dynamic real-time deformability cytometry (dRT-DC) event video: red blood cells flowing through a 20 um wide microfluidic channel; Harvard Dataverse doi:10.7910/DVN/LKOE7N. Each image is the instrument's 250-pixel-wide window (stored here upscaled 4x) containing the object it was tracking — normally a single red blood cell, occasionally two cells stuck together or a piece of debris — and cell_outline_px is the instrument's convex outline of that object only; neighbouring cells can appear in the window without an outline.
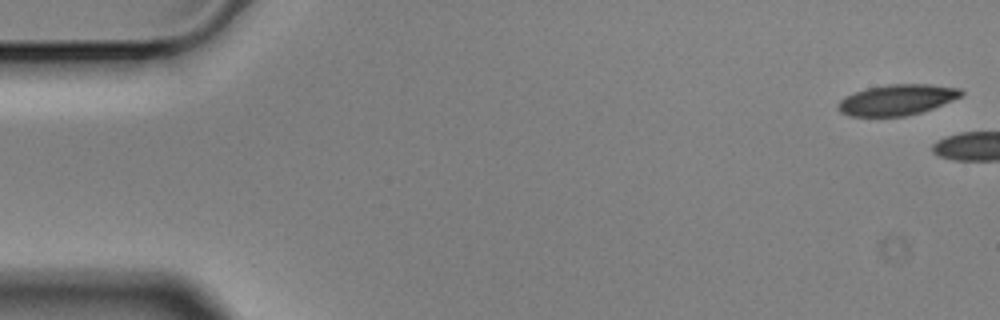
{"species": "Egyptian fruit bat (a non-hibernating species)", "species_latin": "Rousettus aegyptiacus", "temperature_condition": "cold", "stored_images_in_passage": 6, "camera_frame_rate_fps": 3000, "um_per_image_px": 0.085, "animal": {"sex": "male"}, "frame": {"image": 1, "passage_image": 1, "time_ms": 0.0, "image_size_px": [1000, 320], "cell_outline_px": [[964, 92], [960, 96], [952, 100], [932, 108], [920, 112], [904, 116], [852, 116], [840, 112], [836, 104], [844, 96], [868, 88], [888, 84], [928, 84], [960, 88]], "centroid_in_image_um": [76.22, 8.48], "position_along_channel_um": 8.8, "area_um2": 21.79}}
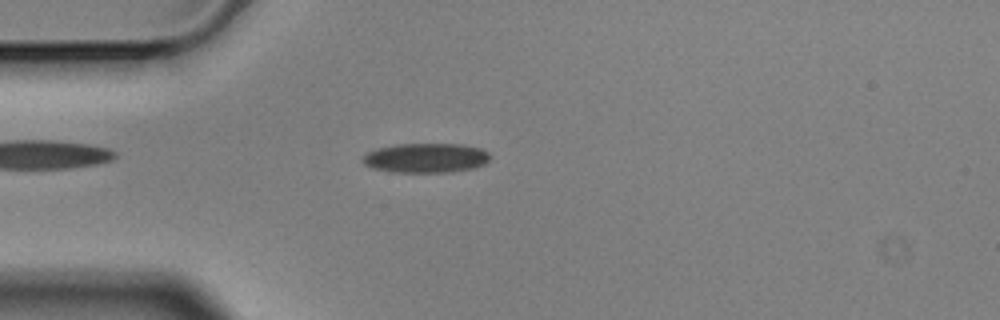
{"frame": {"image": 2, "passage_image": 5, "time_ms": 1.333, "image_size_px": [1000, 320], "cell_outline_px": [[488, 160], [484, 164], [476, 168], [452, 172], [388, 172], [372, 168], [364, 164], [360, 160], [368, 152], [376, 148], [396, 144], [464, 144], [480, 148], [488, 152]], "centroid_in_image_um": [36.17, 13.43], "position_along_channel_um": 48.8, "area_um2": 22.14}}